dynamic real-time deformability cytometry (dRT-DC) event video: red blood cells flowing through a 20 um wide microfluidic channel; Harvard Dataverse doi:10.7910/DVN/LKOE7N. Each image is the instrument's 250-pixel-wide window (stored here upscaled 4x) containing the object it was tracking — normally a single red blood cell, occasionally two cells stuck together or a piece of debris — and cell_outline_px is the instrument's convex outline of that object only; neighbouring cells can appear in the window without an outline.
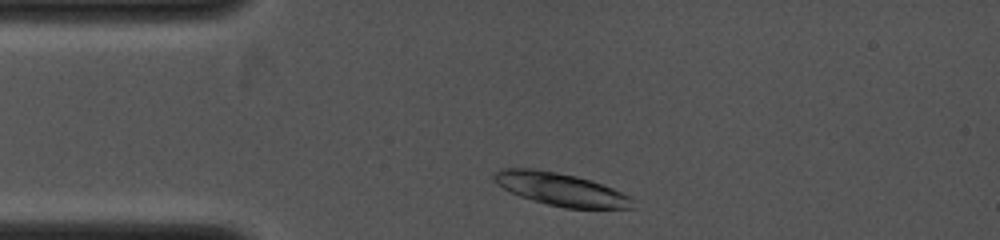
{"species": "common noctule bat (a hibernating species)", "species_latin": "Nyctalus noctula", "temperature_condition": "cold", "stored_images_in_passage": 7, "camera_frame_rate_fps": 4000, "um_per_image_px": 0.085, "animal": {"sex": "female", "body_mass_g": 19.0, "forearm_length_mm": 53.3}, "frame": {"image": 1, "passage_image": 4, "time_ms": 0.5, "image_size_px": [1000, 240], "cell_outline_px": [[632, 208], [564, 208], [532, 200], [520, 196], [504, 188], [492, 180], [492, 176], [500, 168], [532, 168], [556, 172], [576, 176], [612, 188], [628, 196], [632, 200]], "centroid_in_image_um": [47.59, 16.08], "position_along_channel_um": 37.4, "area_um2": 26.01}}